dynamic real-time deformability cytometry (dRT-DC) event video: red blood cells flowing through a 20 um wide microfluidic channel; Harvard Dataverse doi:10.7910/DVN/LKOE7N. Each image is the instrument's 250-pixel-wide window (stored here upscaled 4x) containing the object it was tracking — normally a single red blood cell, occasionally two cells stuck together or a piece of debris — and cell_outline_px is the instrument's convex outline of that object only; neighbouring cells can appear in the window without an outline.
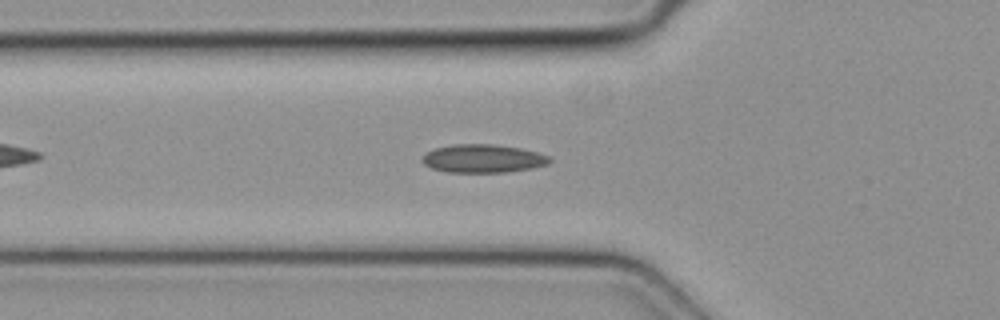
{"species": "common noctule bat (a hibernating species)", "species_latin": "Nyctalus noctula", "temperature_condition": "cold", "stored_images_in_passage": 40, "camera_frame_rate_fps": 3000, "um_per_image_px": 0.085, "animal": {"sex": "female", "body_mass_g": 19.3, "forearm_length_mm": 54.1}, "frame": {"image": 1, "passage_image": 8, "time_ms": 2.333, "image_size_px": [1000, 320], "cell_outline_px": [[552, 160], [548, 164], [532, 168], [508, 172], [448, 172], [432, 168], [424, 164], [420, 160], [424, 152], [436, 148], [452, 144], [496, 144], [520, 148], [536, 152], [548, 156]], "centroid_in_image_um": [41.02, 13.47], "position_along_channel_um": 84.8, "area_um2": 21.1}}
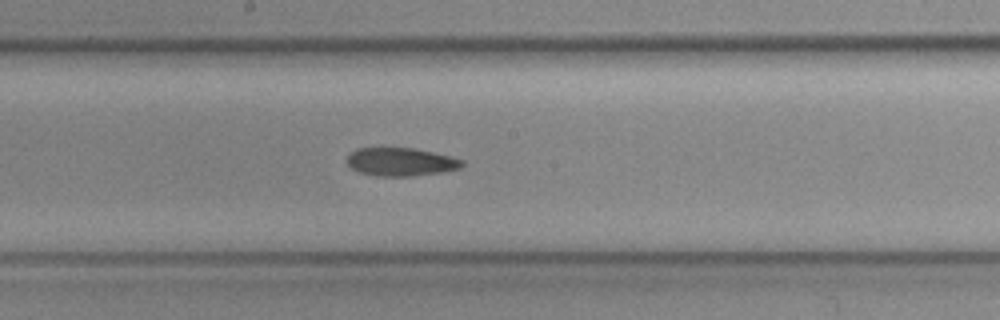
{"frame": {"image": 2, "passage_image": 17, "time_ms": 5.333, "image_size_px": [1000, 320], "cell_outline_px": [[464, 164], [460, 168], [440, 172], [416, 176], [372, 176], [360, 172], [352, 168], [344, 160], [356, 148], [412, 148], [432, 152], [464, 160]], "centroid_in_image_um": [34.04, 13.77], "position_along_channel_um": 214.2, "area_um2": 18.9}}
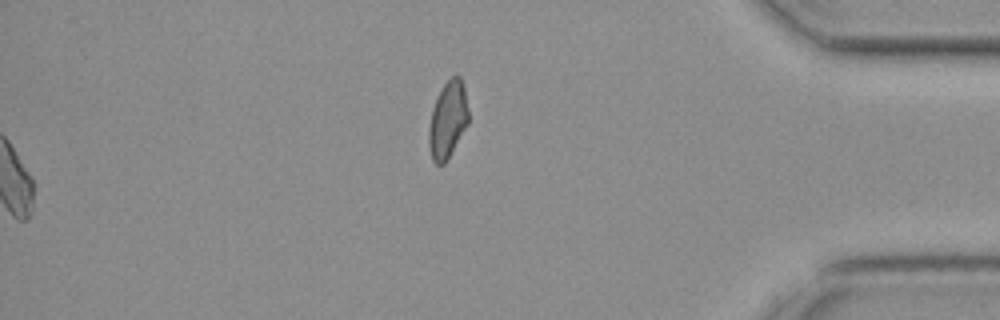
{"frame": {"image": 3, "passage_image": 40, "time_ms": 13.0, "image_size_px": [1000, 320], "cell_outline_px": [[468, 124], [444, 164], [436, 164], [432, 160], [428, 144], [428, 128], [432, 108], [436, 96], [444, 84], [452, 76], [460, 76], [464, 88], [468, 112]], "centroid_in_image_um": [38.03, 10.18], "position_along_channel_um": 397.2, "area_um2": 17.69}}